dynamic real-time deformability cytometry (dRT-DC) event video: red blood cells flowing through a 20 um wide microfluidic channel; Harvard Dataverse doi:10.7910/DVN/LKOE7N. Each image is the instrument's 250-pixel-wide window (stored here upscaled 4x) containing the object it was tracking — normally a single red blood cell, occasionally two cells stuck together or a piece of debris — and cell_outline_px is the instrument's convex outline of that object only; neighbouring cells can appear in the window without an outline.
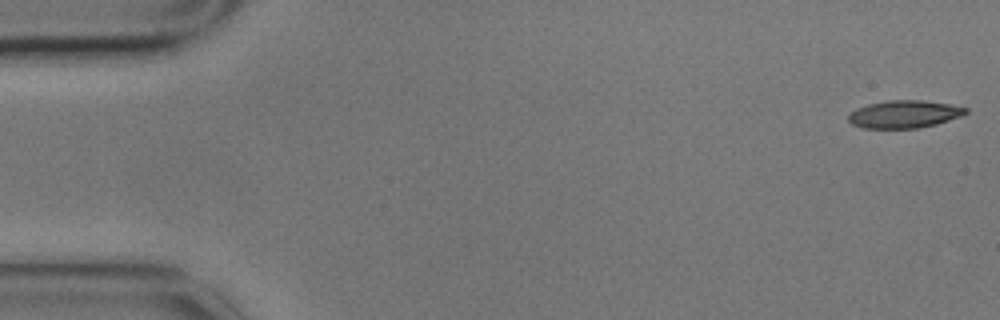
{"species": "common noctule bat (a hibernating species)", "species_latin": "Nyctalus noctula", "temperature_condition": "cold", "stored_images_in_passage": 5, "segment_of_instrument_passage": [1, 2], "camera_frame_rate_fps": 3000, "um_per_image_px": 0.085, "animal": {"sex": "male", "body_mass_g": 17.9}, "frame": {"image": 1, "passage_image": 1, "time_ms": 0.0, "image_size_px": [1000, 320], "cell_outline_px": [[968, 112], [960, 116], [936, 124], [916, 128], [864, 128], [852, 124], [848, 120], [848, 116], [856, 108], [868, 104], [888, 100], [924, 100], [948, 104], [968, 108]], "centroid_in_image_um": [76.85, 9.7], "position_along_channel_um": 8.2, "area_um2": 18.73}}
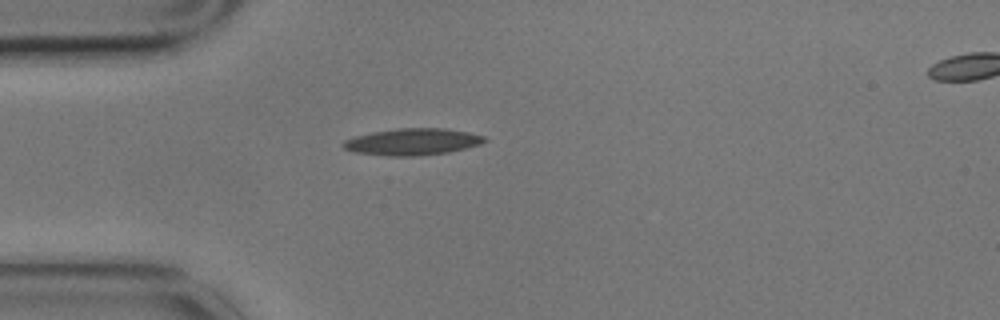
{"frame": {"image": 2, "passage_image": 4, "time_ms": 1.0, "image_size_px": [1000, 320], "cell_outline_px": [[488, 140], [480, 144], [448, 152], [416, 156], [384, 156], [352, 152], [344, 148], [340, 144], [344, 140], [356, 136], [372, 132], [396, 128], [444, 128], [468, 132], [484, 136]], "centroid_in_image_um": [35.01, 12.05], "position_along_channel_um": 50.0, "area_um2": 22.08}}